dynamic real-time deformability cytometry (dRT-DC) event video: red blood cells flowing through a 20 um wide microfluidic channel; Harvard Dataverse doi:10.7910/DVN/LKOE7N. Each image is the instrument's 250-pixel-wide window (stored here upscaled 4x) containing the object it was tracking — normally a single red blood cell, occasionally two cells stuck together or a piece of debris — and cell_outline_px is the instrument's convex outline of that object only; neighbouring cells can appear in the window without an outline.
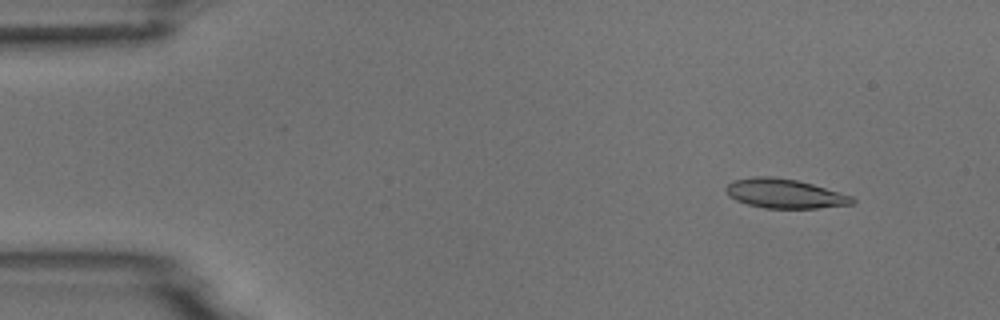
{"species": "common noctule bat (a hibernating species)", "species_latin": "Nyctalus noctula", "temperature_condition": "room temperature", "stored_images_in_passage": 4, "camera_frame_rate_fps": 3000, "um_per_image_px": 0.085, "animal": {"sex": "male", "body_mass_g": 18.8}, "frame": {"image": 1, "passage_image": 2, "time_ms": 1.333, "image_size_px": [1000, 320], "cell_outline_px": [[856, 200], [852, 204], [816, 208], [764, 208], [748, 204], [736, 200], [728, 196], [724, 188], [732, 180], [756, 176], [772, 176], [796, 180], [812, 184], [852, 196]], "centroid_in_image_um": [66.65, 16.45], "position_along_channel_um": 18.3, "area_um2": 21.5}}